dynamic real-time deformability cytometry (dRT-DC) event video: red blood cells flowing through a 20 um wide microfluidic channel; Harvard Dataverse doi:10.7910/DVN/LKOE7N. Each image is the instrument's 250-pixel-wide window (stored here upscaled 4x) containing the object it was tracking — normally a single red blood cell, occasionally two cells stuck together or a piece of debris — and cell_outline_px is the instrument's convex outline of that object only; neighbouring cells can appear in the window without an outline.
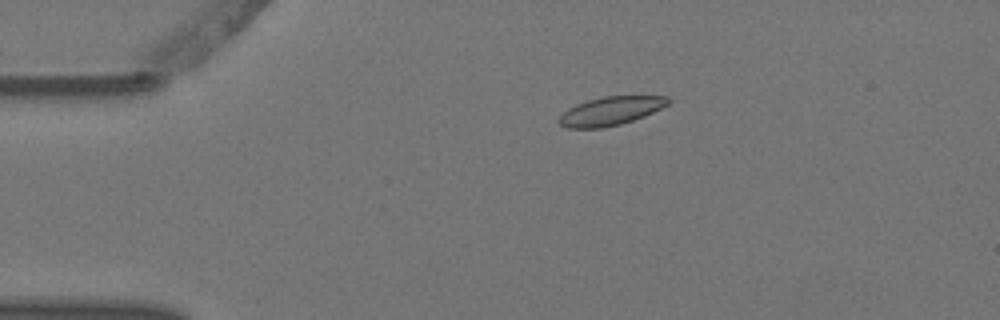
{"species": "Egyptian fruit bat (a non-hibernating species)", "species_latin": "Rousettus aegyptiacus", "temperature_condition": "warm", "stored_images_in_passage": 6, "camera_frame_rate_fps": 3000, "um_per_image_px": 0.085, "animal": {"sex": "female"}, "frame": {"image": 1, "passage_image": 4, "time_ms": 1.0, "image_size_px": [1000, 320], "cell_outline_px": [[672, 100], [668, 104], [644, 116], [620, 124], [600, 128], [568, 128], [560, 124], [556, 120], [568, 108], [576, 104], [588, 100], [604, 96], [668, 96]], "centroid_in_image_um": [51.89, 9.43], "position_along_channel_um": 33.1, "area_um2": 18.03}}